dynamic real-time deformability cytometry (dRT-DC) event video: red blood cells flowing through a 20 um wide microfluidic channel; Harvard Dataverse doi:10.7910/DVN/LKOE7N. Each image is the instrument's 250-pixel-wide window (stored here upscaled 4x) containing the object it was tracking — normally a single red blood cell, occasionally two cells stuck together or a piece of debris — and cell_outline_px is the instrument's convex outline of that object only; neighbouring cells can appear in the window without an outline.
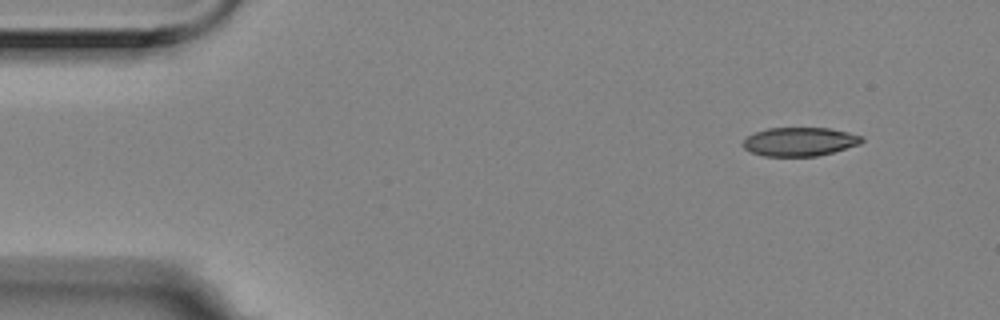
{"species": "Egyptian fruit bat (a non-hibernating species)", "species_latin": "Rousettus aegyptiacus", "temperature_condition": "room temperature", "stored_images_in_passage": 3, "camera_frame_rate_fps": 3000, "um_per_image_px": 0.085, "animal": {"sex": "female"}, "frame": {"image": 1, "passage_image": 1, "time_ms": 0.0, "image_size_px": [1000, 320], "cell_outline_px": [[864, 140], [860, 144], [832, 152], [816, 156], [764, 156], [752, 152], [744, 148], [744, 140], [752, 132], [768, 128], [828, 128], [848, 132], [864, 136]], "centroid_in_image_um": [67.98, 12.03], "position_along_channel_um": 17.0, "area_um2": 19.83}}